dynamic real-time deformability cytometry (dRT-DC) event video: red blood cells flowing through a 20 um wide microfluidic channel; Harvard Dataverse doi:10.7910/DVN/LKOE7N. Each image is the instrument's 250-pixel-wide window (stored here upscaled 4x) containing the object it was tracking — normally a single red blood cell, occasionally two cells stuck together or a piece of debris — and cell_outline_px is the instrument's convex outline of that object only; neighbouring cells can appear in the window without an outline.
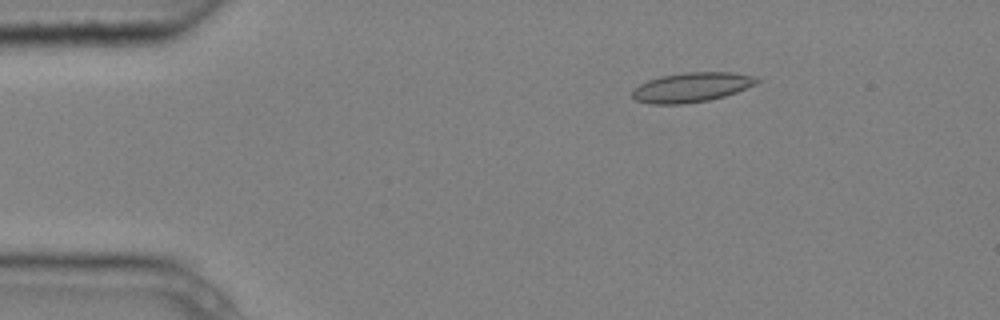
{"species": "common noctule bat (a hibernating species)", "species_latin": "Nyctalus noctula", "temperature_condition": "cold", "stored_images_in_passage": 3, "camera_frame_rate_fps": 3000, "um_per_image_px": 0.085, "animal": {"sex": "male", "body_mass_g": 20.4}, "frame": {"image": 1, "passage_image": 1, "time_ms": 0.0, "image_size_px": [1000, 320], "cell_outline_px": [[760, 80], [756, 84], [736, 92], [724, 96], [708, 100], [680, 104], [648, 104], [636, 100], [632, 96], [632, 88], [648, 80], [660, 76], [684, 72], [732, 72], [752, 76]], "centroid_in_image_um": [58.74, 7.42], "position_along_channel_um": 26.3, "area_um2": 21.44}}